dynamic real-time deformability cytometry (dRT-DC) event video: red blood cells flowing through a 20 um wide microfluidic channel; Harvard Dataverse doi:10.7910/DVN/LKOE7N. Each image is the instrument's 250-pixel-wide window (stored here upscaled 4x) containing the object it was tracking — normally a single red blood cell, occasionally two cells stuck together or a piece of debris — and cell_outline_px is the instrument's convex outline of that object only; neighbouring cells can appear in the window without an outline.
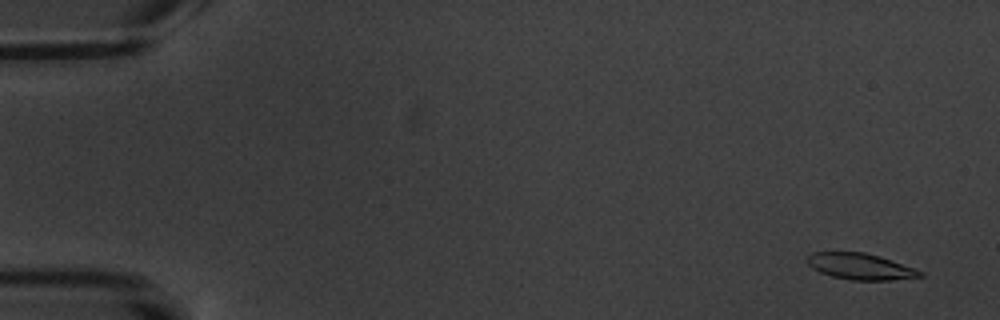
{"species": "common noctule bat (a hibernating species)", "species_latin": "Nyctalus noctula", "temperature_condition": "warm", "stored_images_in_passage": 7, "camera_frame_rate_fps": 3000, "um_per_image_px": 0.085, "animal": {"sex": "male", "body_mass_g": 20.1, "forearm_length_mm": 53.5}, "frame": {"image": 1, "passage_image": 1, "time_ms": 0.0, "image_size_px": [1000, 320], "cell_outline_px": [[924, 276], [892, 280], [852, 280], [832, 276], [820, 272], [812, 268], [804, 260], [812, 252], [864, 252], [880, 256], [916, 268], [924, 272]], "centroid_in_image_um": [73.14, 22.64], "position_along_channel_um": 11.9, "area_um2": 17.4}}
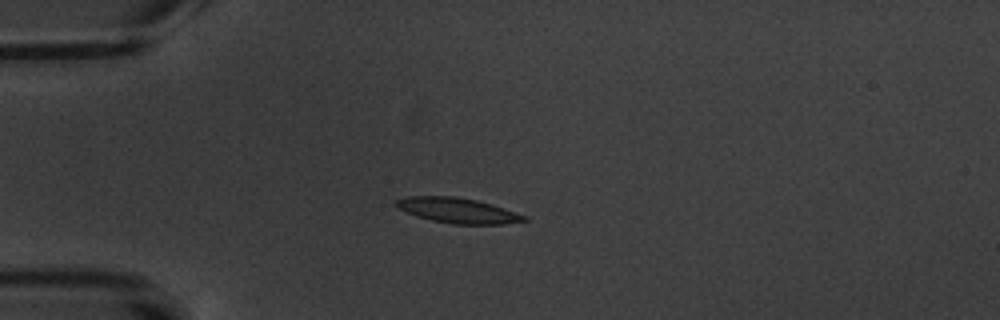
{"frame": {"image": 2, "passage_image": 4, "time_ms": 4.333, "image_size_px": [1000, 320], "cell_outline_px": [[528, 220], [504, 224], [452, 224], [432, 220], [416, 216], [396, 208], [392, 204], [396, 200], [408, 196], [456, 196], [476, 200], [492, 204], [528, 216]], "centroid_in_image_um": [38.88, 17.88], "position_along_channel_um": 46.1, "area_um2": 18.96}}
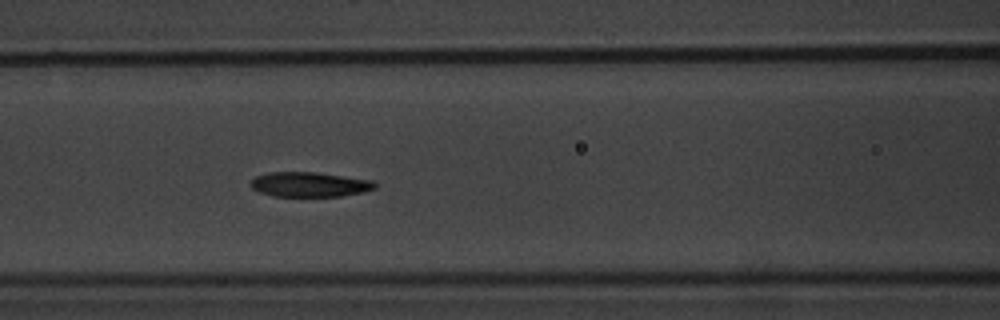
{"frame": {"image": 3, "passage_image": 7, "time_ms": 7.667, "image_size_px": [1000, 320], "cell_outline_px": [[376, 188], [364, 192], [340, 196], [272, 196], [260, 192], [252, 188], [248, 184], [256, 176], [268, 172], [316, 172], [372, 180], [376, 184]], "centroid_in_image_um": [26.29, 15.67], "position_along_channel_um": 140.3, "area_um2": 17.98}}